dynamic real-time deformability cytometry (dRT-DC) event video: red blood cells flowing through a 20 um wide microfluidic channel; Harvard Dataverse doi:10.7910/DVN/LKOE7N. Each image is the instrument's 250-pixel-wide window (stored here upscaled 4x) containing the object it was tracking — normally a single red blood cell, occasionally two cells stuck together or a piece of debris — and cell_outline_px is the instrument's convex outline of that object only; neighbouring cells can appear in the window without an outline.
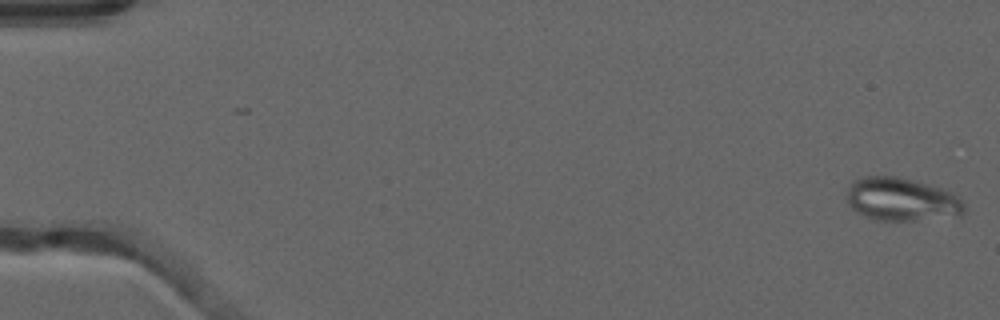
{"species": "common noctule bat (a hibernating species)", "species_latin": "Nyctalus noctula", "temperature_condition": "warm", "stored_images_in_passage": 26, "camera_frame_rate_fps": 3000, "um_per_image_px": 0.085, "animal": {"sex": "male", "forearm_length_mm": 52.5}, "frame": {"image": 1, "passage_image": 1, "time_ms": 0.0, "image_size_px": [1000, 320], "cell_outline_px": [[968, 208], [960, 216], [912, 220], [876, 220], [864, 216], [856, 212], [848, 204], [848, 188], [852, 180], [860, 176], [900, 176], [916, 180], [952, 192]], "centroid_in_image_um": [76.63, 16.93], "position_along_channel_um": 8.4, "area_um2": 29.82}}